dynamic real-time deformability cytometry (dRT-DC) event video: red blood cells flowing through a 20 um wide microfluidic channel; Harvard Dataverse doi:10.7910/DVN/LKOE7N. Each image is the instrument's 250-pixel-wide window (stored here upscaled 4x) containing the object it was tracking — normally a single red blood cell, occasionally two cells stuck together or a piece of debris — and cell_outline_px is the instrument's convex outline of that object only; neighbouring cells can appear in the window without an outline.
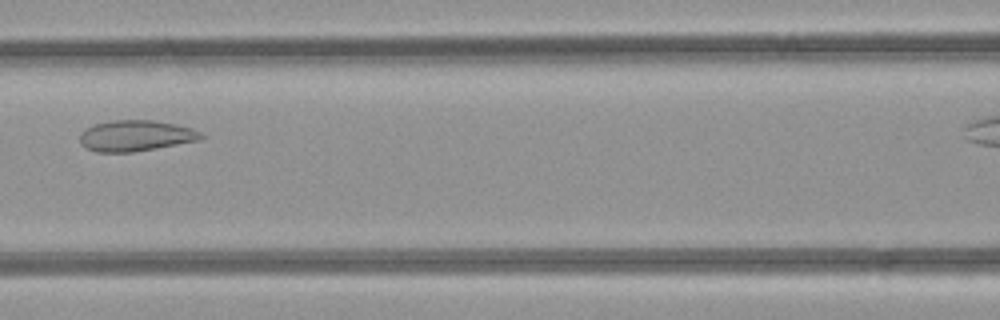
{"species": "common noctule bat (a hibernating species)", "species_latin": "Nyctalus noctula", "temperature_condition": "room temperature", "stored_images_in_passage": 31, "camera_frame_rate_fps": 3000, "um_per_image_px": 0.085, "animal": {"sex": "female", "body_mass_g": 21.9}, "frame": {"image": 1, "passage_image": 11, "time_ms": 3.333, "image_size_px": [1000, 320], "cell_outline_px": [[204, 136], [200, 140], [132, 152], [96, 152], [80, 144], [80, 132], [96, 124], [112, 120], [152, 120], [176, 124], [192, 128], [200, 132]], "centroid_in_image_um": [11.54, 11.53], "position_along_channel_um": 155.1, "area_um2": 21.68}}
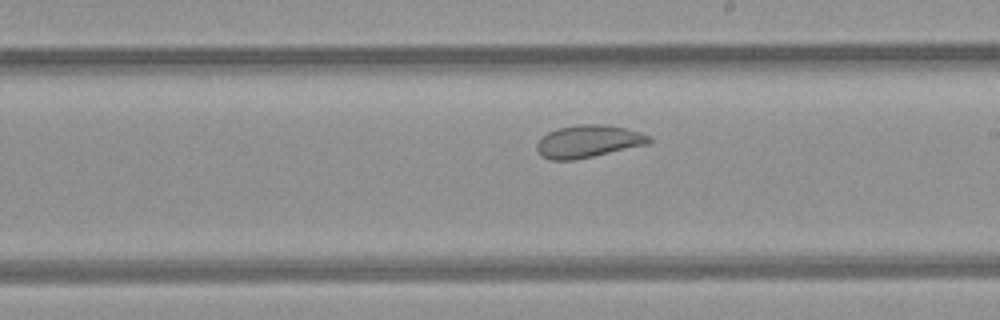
{"frame": {"image": 2, "passage_image": 17, "time_ms": 5.333, "image_size_px": [1000, 320], "cell_outline_px": [[652, 140], [648, 144], [592, 156], [572, 160], [552, 160], [540, 156], [536, 148], [536, 144], [548, 132], [556, 128], [580, 124], [608, 124], [640, 132], [648, 136]], "centroid_in_image_um": [49.97, 12.01], "position_along_channel_um": 239.0, "area_um2": 21.1}}
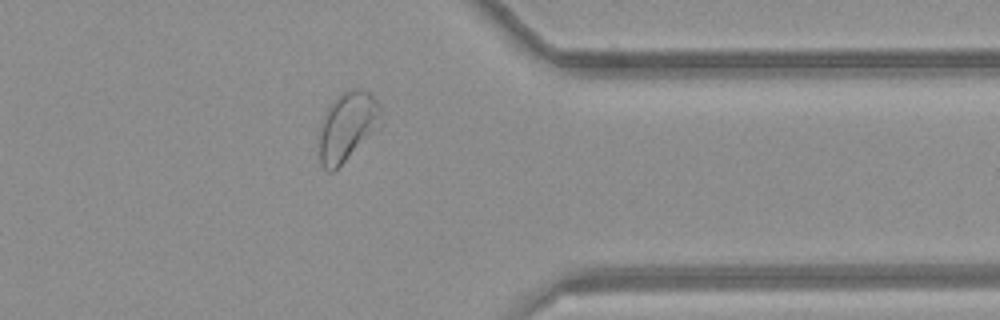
{"frame": {"image": 3, "passage_image": 28, "time_ms": 9.0, "image_size_px": [1000, 320], "cell_outline_px": [[380, 128], [332, 172], [328, 172], [320, 164], [320, 124], [328, 104], [332, 100], [344, 92], [352, 88], [364, 88], [380, 104]], "centroid_in_image_um": [29.53, 10.72], "position_along_channel_um": 381.9, "area_um2": 24.91}}